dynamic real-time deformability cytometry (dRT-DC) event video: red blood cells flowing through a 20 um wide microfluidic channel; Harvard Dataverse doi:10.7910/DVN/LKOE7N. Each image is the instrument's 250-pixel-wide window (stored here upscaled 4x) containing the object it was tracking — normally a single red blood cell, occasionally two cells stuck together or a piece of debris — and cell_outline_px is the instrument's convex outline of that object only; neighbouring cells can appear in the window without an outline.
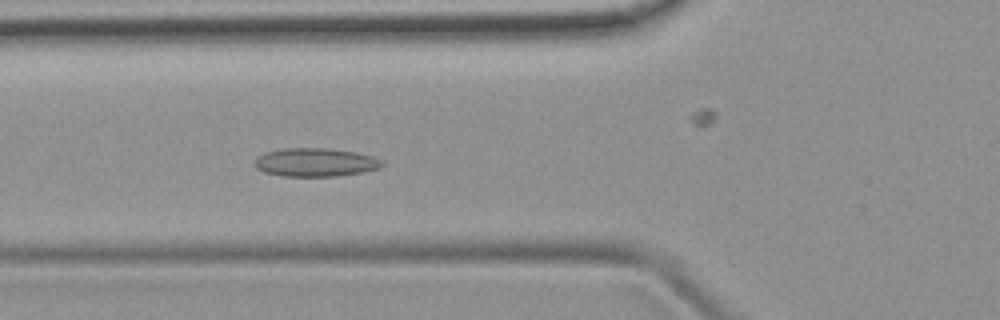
{"species": "common noctule bat (a hibernating species)", "species_latin": "Nyctalus noctula", "temperature_condition": "room temperature", "stored_images_in_passage": 50, "camera_frame_rate_fps": 3000, "um_per_image_px": 0.085, "animal": {"sex": "female", "body_mass_g": 19.9}, "frame": {"image": 1, "passage_image": 18, "time_ms": 5.667, "image_size_px": [1000, 320], "cell_outline_px": [[384, 164], [380, 168], [360, 172], [336, 176], [284, 176], [264, 172], [256, 168], [252, 164], [264, 152], [284, 148], [328, 148], [356, 152], [372, 156], [384, 160]], "centroid_in_image_um": [26.81, 13.79], "position_along_channel_um": 99.0, "area_um2": 21.15}}
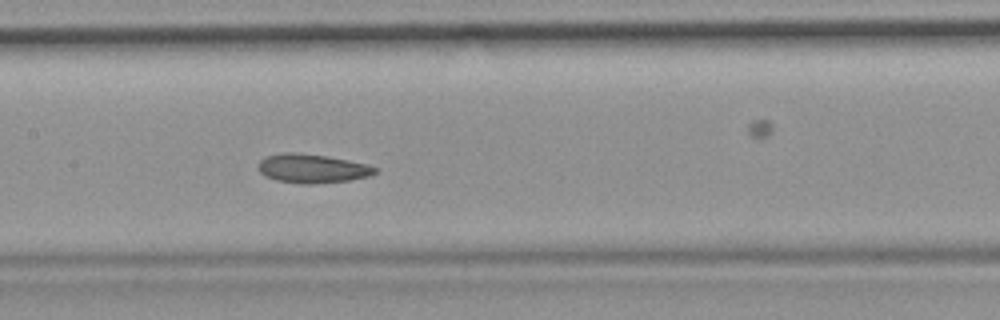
{"frame": {"image": 2, "passage_image": 24, "time_ms": 7.667, "image_size_px": [1000, 320], "cell_outline_px": [[380, 168], [376, 172], [368, 176], [348, 180], [312, 184], [300, 184], [276, 180], [264, 176], [256, 168], [256, 164], [264, 156], [280, 152], [296, 152], [324, 156], [348, 160]], "centroid_in_image_um": [26.45, 14.31], "position_along_channel_um": 181.0, "area_um2": 19.83}}
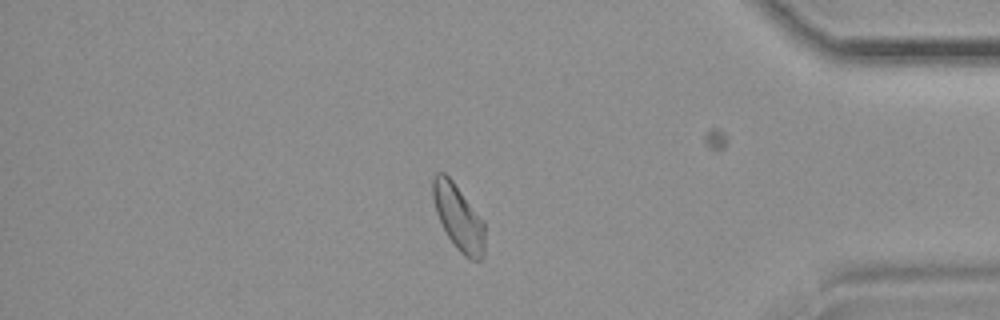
{"frame": {"image": 3, "passage_image": 42, "time_ms": 13.667, "image_size_px": [1000, 320], "cell_outline_px": [[484, 256], [480, 260], [472, 260], [464, 256], [456, 248], [448, 236], [436, 212], [432, 196], [432, 176], [436, 172], [444, 172], [452, 180], [484, 220]], "centroid_in_image_um": [38.97, 18.46], "position_along_channel_um": 396.2, "area_um2": 19.88}}